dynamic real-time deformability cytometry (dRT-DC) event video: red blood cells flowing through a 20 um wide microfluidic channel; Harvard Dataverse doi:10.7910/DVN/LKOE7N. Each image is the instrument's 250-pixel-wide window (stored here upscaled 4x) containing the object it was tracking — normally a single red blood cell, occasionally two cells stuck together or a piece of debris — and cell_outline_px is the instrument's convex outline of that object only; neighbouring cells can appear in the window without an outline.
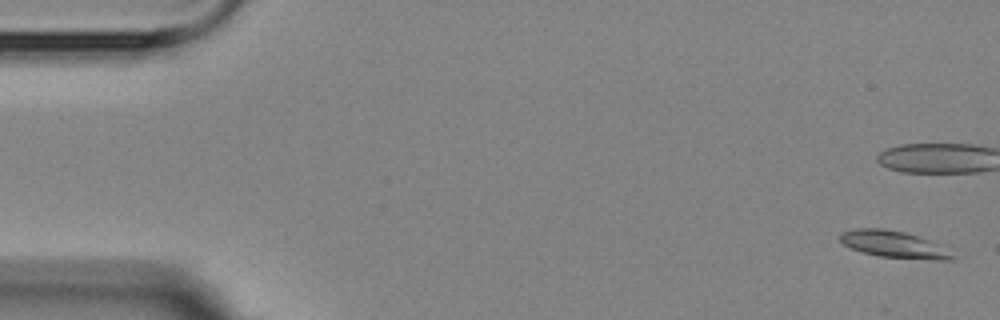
{"species": "Egyptian fruit bat (a non-hibernating species)", "species_latin": "Rousettus aegyptiacus", "temperature_condition": "room temperature", "stored_images_in_passage": 6, "camera_frame_rate_fps": 3000, "um_per_image_px": 0.085, "animal": {"sex": "female"}, "frame": {"image": 1, "passage_image": 1, "time_ms": 0.0, "image_size_px": [1000, 320], "cell_outline_px": [[956, 256], [952, 260], [932, 260], [880, 256], [860, 252], [844, 244], [840, 240], [840, 232], [852, 228], [884, 228], [904, 232], [944, 244]], "centroid_in_image_um": [76.04, 20.77], "position_along_channel_um": 9.0, "area_um2": 17.98}}